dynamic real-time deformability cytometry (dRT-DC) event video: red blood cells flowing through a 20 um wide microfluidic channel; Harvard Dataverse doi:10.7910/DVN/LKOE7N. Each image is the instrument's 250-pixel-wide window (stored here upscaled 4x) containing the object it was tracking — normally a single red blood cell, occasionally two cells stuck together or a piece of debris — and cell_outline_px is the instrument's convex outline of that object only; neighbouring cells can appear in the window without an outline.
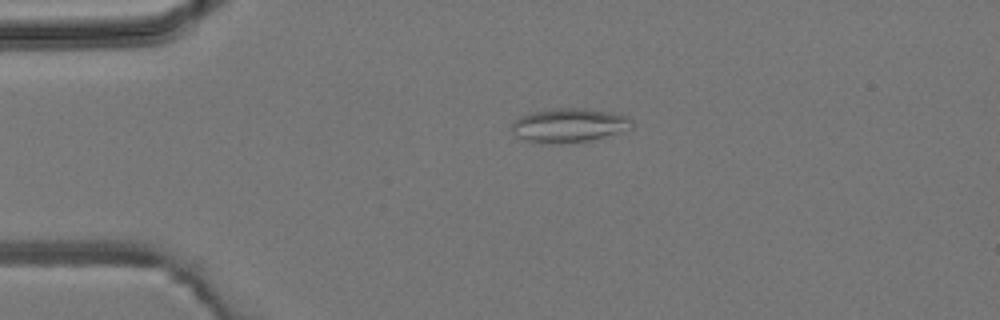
{"species": "common noctule bat (a hibernating species)", "species_latin": "Nyctalus noctula", "temperature_condition": "room temperature", "stored_images_in_passage": 4, "camera_frame_rate_fps": 3000, "um_per_image_px": 0.085, "animal": {"sex": "male", "body_mass_g": 19.2, "forearm_length_mm": 51.8}, "frame": {"image": 1, "passage_image": 2, "time_ms": 1.0, "image_size_px": [1000, 320], "cell_outline_px": [[632, 128], [604, 136], [588, 140], [560, 144], [540, 144], [516, 136], [512, 128], [512, 124], [520, 116], [532, 112], [556, 108], [584, 108], [612, 112], [628, 116], [632, 120]], "centroid_in_image_um": [48.37, 10.65], "position_along_channel_um": 36.6, "area_um2": 23.7}}